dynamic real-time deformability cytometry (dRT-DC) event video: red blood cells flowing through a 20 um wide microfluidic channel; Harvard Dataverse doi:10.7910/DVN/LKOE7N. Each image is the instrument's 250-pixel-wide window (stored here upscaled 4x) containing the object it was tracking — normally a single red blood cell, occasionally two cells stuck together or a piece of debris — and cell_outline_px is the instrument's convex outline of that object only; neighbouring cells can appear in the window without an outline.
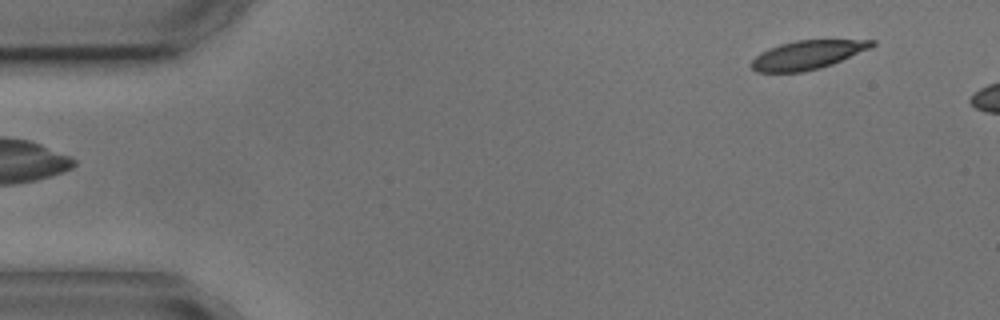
{"species": "common noctule bat (a hibernating species)", "species_latin": "Nyctalus noctula", "temperature_condition": "cold", "stored_images_in_passage": 5, "camera_frame_rate_fps": 3000, "um_per_image_px": 0.085, "animal": {"sex": "male", "body_mass_g": 17.9, "forearm_length_mm": 54.2}, "frame": {"image": 1, "passage_image": 5, "time_ms": 5.667, "image_size_px": [1000, 320], "cell_outline_px": [[876, 44], [872, 48], [832, 64], [820, 68], [804, 72], [756, 72], [748, 64], [760, 52], [768, 48], [780, 44], [796, 40], [876, 40]], "centroid_in_image_um": [68.62, 4.67], "position_along_channel_um": 16.4, "area_um2": 20.35}}